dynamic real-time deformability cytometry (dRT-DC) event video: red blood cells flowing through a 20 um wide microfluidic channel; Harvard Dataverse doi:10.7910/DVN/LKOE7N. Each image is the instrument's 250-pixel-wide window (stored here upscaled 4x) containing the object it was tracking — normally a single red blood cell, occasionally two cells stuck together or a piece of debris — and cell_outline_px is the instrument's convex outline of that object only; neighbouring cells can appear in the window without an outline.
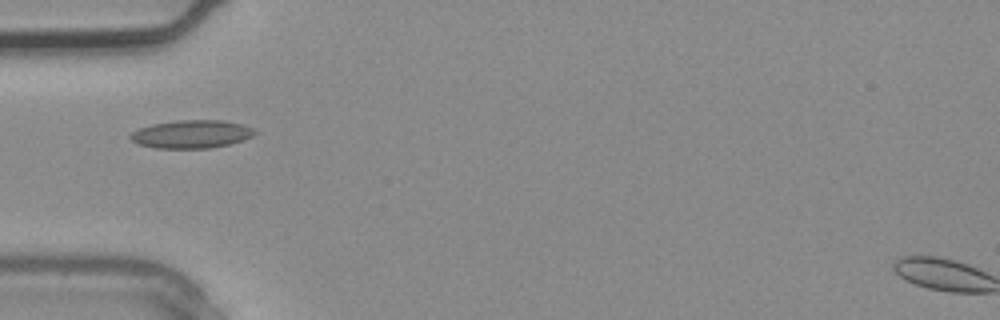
{"species": "common noctule bat (a hibernating species)", "species_latin": "Nyctalus noctula", "temperature_condition": "warm", "stored_images_in_passage": 4, "camera_frame_rate_fps": 3000, "um_per_image_px": 0.085, "animal": {"sex": "male", "body_mass_g": 20.4}, "frame": {"image": 1, "passage_image": 4, "time_ms": 1.0, "image_size_px": [1000, 320], "cell_outline_px": [[256, 132], [252, 136], [228, 144], [208, 148], [156, 148], [136, 144], [128, 136], [132, 132], [140, 128], [152, 124], [180, 120], [224, 120], [240, 124], [252, 128]], "centroid_in_image_um": [16.22, 11.4], "position_along_channel_um": 68.8, "area_um2": 20.11}}